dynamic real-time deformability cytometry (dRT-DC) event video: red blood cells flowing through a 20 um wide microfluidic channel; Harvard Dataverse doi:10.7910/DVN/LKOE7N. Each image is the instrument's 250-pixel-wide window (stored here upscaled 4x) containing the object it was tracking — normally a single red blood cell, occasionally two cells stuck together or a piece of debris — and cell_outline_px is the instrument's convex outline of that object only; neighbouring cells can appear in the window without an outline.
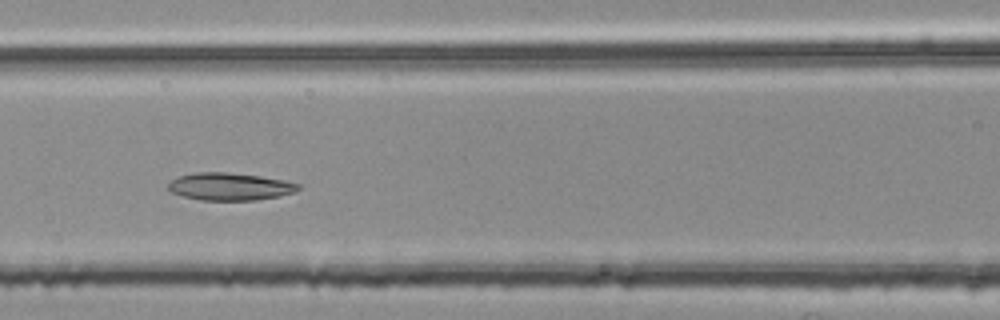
{"species": "common noctule bat (a hibernating species)", "species_latin": "Nyctalus noctula", "temperature_condition": "room temperature", "stored_images_in_passage": 37, "camera_frame_rate_fps": 3000, "um_per_image_px": 0.085, "animal": {"sex": "female", "body_mass_g": 25.1}, "frame": {"image": 1, "passage_image": 13, "time_ms": 4.0, "image_size_px": [1000, 320], "cell_outline_px": [[300, 188], [296, 192], [280, 196], [256, 200], [200, 200], [184, 196], [172, 192], [168, 188], [168, 184], [176, 176], [196, 172], [224, 172], [260, 176], [284, 180], [300, 184]], "centroid_in_image_um": [19.55, 15.85], "position_along_channel_um": 147.1, "area_um2": 20.87}}
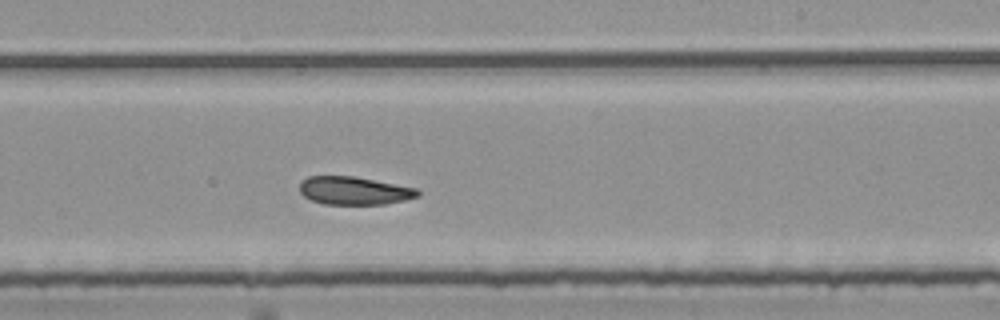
{"frame": {"image": 2, "passage_image": 22, "time_ms": 7.0, "image_size_px": [1000, 320], "cell_outline_px": [[420, 196], [404, 200], [384, 204], [324, 204], [312, 200], [304, 196], [300, 192], [300, 180], [308, 176], [352, 176], [416, 188], [420, 192]], "centroid_in_image_um": [30.08, 16.2], "position_along_channel_um": 258.9, "area_um2": 19.19}}
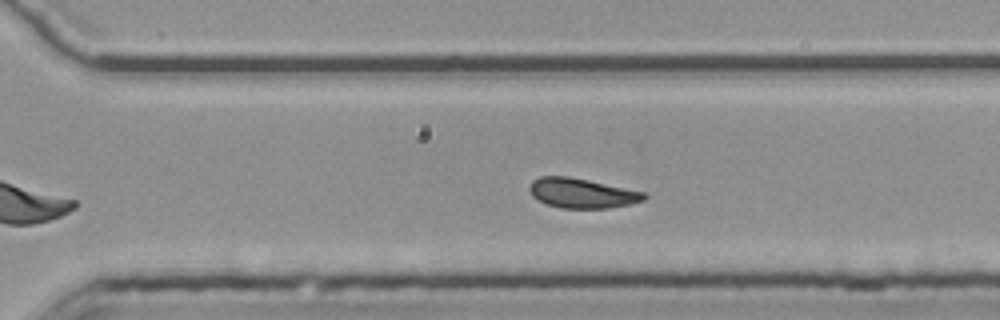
{"frame": {"image": 3, "passage_image": 27, "time_ms": 8.667, "image_size_px": [1000, 320], "cell_outline_px": [[648, 196], [644, 200], [632, 204], [608, 208], [560, 208], [544, 204], [532, 196], [528, 188], [532, 180], [540, 176], [568, 176], [588, 180], [644, 192]], "centroid_in_image_um": [49.43, 16.42], "position_along_channel_um": 321.2, "area_um2": 20.0}}